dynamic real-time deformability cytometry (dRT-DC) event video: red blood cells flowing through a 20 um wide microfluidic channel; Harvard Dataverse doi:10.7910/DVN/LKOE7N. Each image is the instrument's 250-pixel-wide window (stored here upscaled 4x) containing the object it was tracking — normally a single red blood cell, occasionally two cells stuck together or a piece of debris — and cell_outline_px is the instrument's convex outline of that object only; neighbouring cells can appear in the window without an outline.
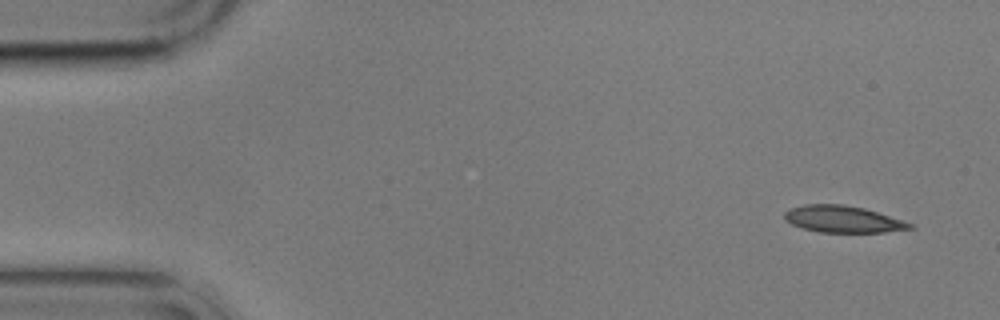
{"species": "common noctule bat (a hibernating species)", "species_latin": "Nyctalus noctula", "temperature_condition": "cold", "stored_images_in_passage": 4, "camera_frame_rate_fps": 3000, "um_per_image_px": 0.085, "animal": {"sex": "male", "body_mass_g": 17.9}, "frame": {"image": 1, "passage_image": 1, "time_ms": 0.0, "image_size_px": [1000, 320], "cell_outline_px": [[916, 228], [884, 232], [820, 232], [804, 228], [792, 224], [784, 220], [784, 212], [788, 208], [804, 204], [844, 204], [864, 208], [916, 224]], "centroid_in_image_um": [71.66, 18.62], "position_along_channel_um": 13.3, "area_um2": 19.71}}
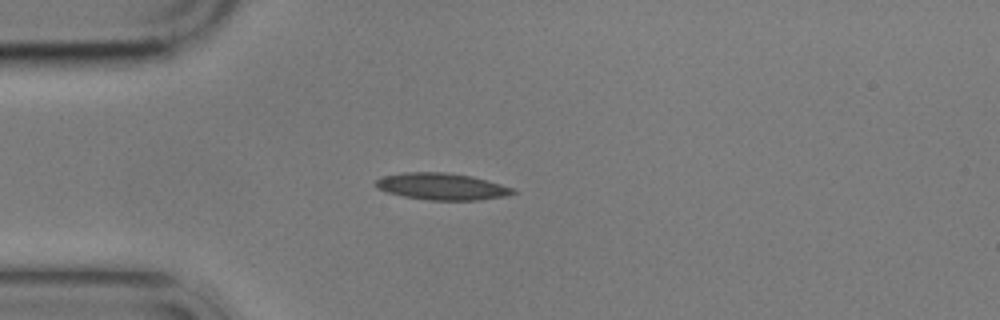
{"frame": {"image": 2, "passage_image": 4, "time_ms": 3.667, "image_size_px": [1000, 320], "cell_outline_px": [[520, 192], [504, 196], [480, 200], [428, 200], [404, 196], [388, 192], [380, 188], [376, 184], [376, 180], [384, 176], [404, 172], [444, 172], [472, 176], [516, 188]], "centroid_in_image_um": [37.64, 15.85], "position_along_channel_um": 47.4, "area_um2": 21.33}}